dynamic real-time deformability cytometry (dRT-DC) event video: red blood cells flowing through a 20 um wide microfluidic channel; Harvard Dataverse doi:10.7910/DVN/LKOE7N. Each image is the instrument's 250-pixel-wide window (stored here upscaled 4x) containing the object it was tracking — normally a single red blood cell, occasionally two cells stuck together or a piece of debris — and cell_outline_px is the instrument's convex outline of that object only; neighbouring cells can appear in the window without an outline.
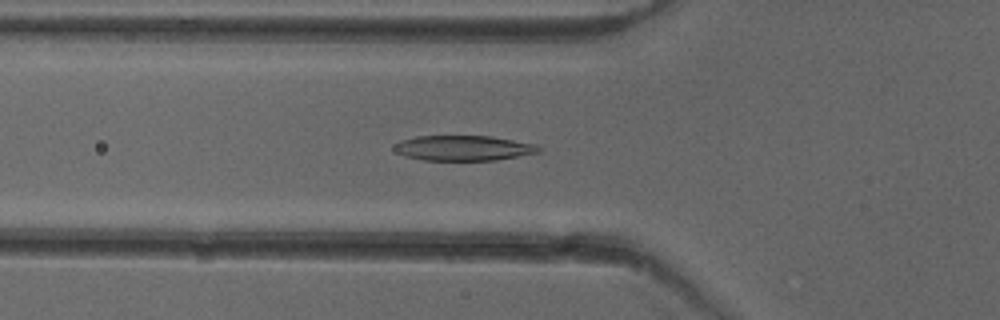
{"species": "common noctule bat (a hibernating species)", "species_latin": "Nyctalus noctula", "temperature_condition": "cold", "stored_images_in_passage": 51, "camera_frame_rate_fps": 3000, "um_per_image_px": 0.085, "animal": {"sex": "female"}, "frame": {"image": 1, "passage_image": 18, "time_ms": 5.667, "image_size_px": [1000, 320], "cell_outline_px": [[540, 152], [496, 160], [424, 160], [404, 156], [396, 152], [392, 148], [400, 140], [416, 136], [492, 136], [536, 144], [540, 148]], "centroid_in_image_um": [39.37, 12.58], "position_along_channel_um": 86.4, "area_um2": 21.21}}
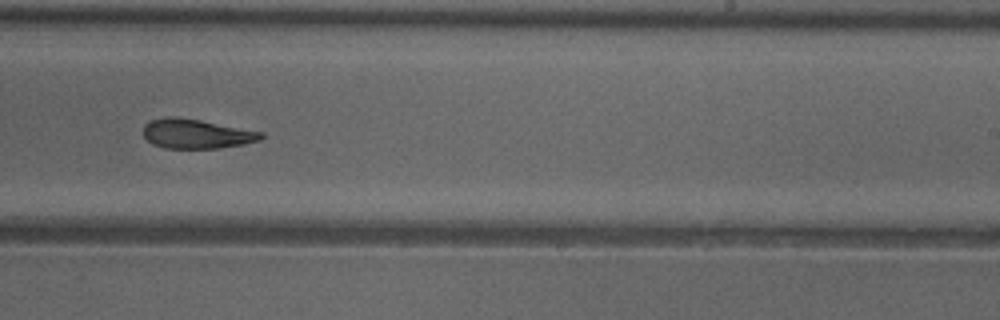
{"frame": {"image": 2, "passage_image": 32, "time_ms": 10.333, "image_size_px": [1000, 320], "cell_outline_px": [[264, 136], [260, 140], [244, 144], [216, 148], [164, 148], [152, 144], [144, 136], [144, 124], [152, 120], [164, 116], [176, 116], [200, 120], [264, 132]], "centroid_in_image_um": [16.69, 11.36], "position_along_channel_um": 272.3, "area_um2": 20.23}}
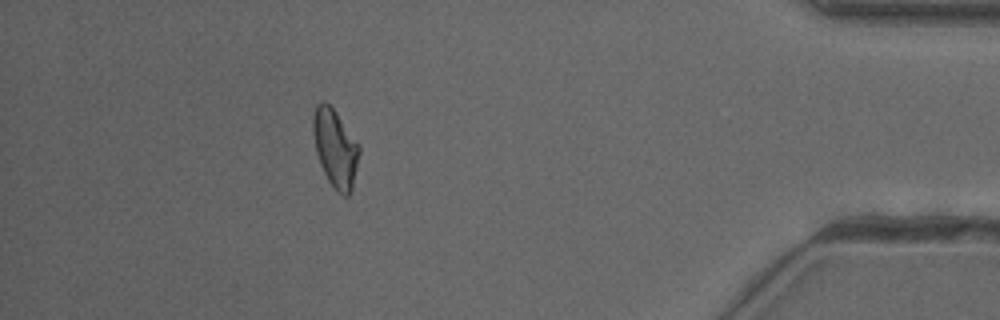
{"frame": {"image": 3, "passage_image": 46, "time_ms": 15.0, "image_size_px": [1000, 320], "cell_outline_px": [[360, 152], [352, 188], [348, 196], [344, 196], [328, 180], [320, 164], [316, 152], [312, 128], [312, 116], [316, 104], [320, 100], [324, 100], [336, 112], [360, 144]], "centroid_in_image_um": [28.49, 12.53], "position_along_channel_um": 406.7, "area_um2": 20.92}, "authors_computed_cell_mechanics": {"area_um2": 21.2126, "velocity_mm_per_s": 3.9614, "shape_relaxation_time_tau1_ms": 9.6992, "shape_relaxation_time_tau2_ms": 4.7843, "deformation_change_tau1": 0.2367, "deformation_change_tau2": 0.1402}}